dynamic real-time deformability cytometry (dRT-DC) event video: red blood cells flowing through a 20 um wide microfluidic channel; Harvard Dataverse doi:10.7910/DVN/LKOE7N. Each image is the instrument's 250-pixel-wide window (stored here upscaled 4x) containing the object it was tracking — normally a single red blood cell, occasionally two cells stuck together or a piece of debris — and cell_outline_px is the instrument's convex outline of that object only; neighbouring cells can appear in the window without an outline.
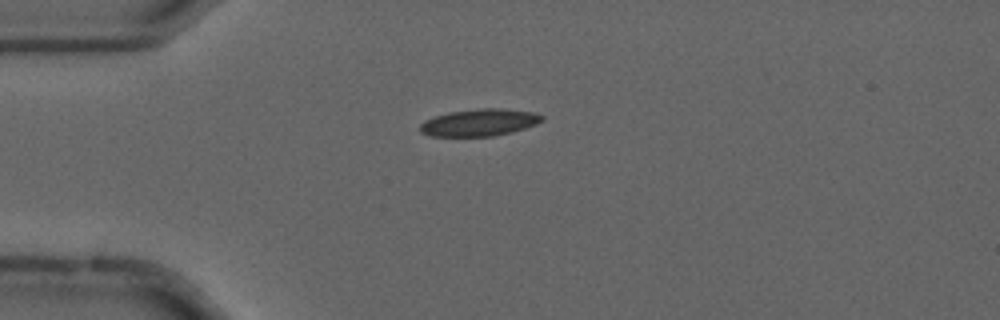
{"species": "common noctule bat (a hibernating species)", "species_latin": "Nyctalus noctula", "temperature_condition": "cold", "stored_images_in_passage": 54, "camera_frame_rate_fps": 3000, "um_per_image_px": 0.085, "animal": {"sex": "male", "forearm_length_mm": 52.5}, "frame": {"image": 1, "passage_image": 13, "time_ms": 4.0, "image_size_px": [1000, 320], "cell_outline_px": [[544, 120], [536, 124], [512, 132], [492, 136], [428, 136], [420, 132], [420, 124], [424, 120], [448, 112], [480, 108], [500, 108], [532, 112], [544, 116]], "centroid_in_image_um": [40.73, 10.41], "position_along_channel_um": 44.3, "area_um2": 19.25}}
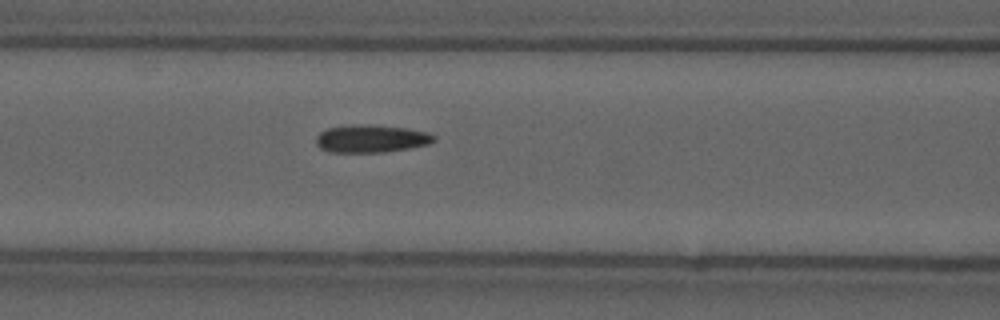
{"frame": {"image": 2, "passage_image": 22, "time_ms": 7.0, "image_size_px": [1000, 320], "cell_outline_px": [[436, 140], [428, 144], [408, 148], [384, 152], [328, 152], [320, 148], [316, 144], [316, 136], [320, 132], [328, 128], [352, 124], [368, 124], [404, 128], [428, 132], [436, 136]], "centroid_in_image_um": [31.53, 11.78], "position_along_channel_um": 135.1, "area_um2": 19.07}}
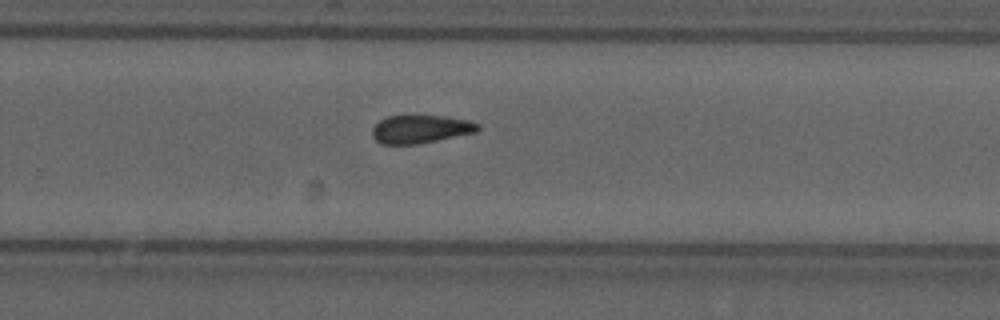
{"frame": {"image": 3, "passage_image": 35, "time_ms": 11.333, "image_size_px": [1000, 320], "cell_outline_px": [[480, 128], [476, 132], [416, 144], [380, 144], [372, 136], [372, 128], [380, 120], [388, 116], [444, 116], [468, 120], [480, 124]], "centroid_in_image_um": [35.74, 10.97], "position_along_channel_um": 294.1, "area_um2": 17.17}, "authors_computed_cell_mechanics": {"area_um2": 18.1781, "velocity_mm_per_s": 3.6802, "shape_relaxation_time_tau1_ms": null, "shape_relaxation_time_tau2_ms": 2.2984, "deformation_change_tau1": null, "deformation_change_tau2": 0.0843}}